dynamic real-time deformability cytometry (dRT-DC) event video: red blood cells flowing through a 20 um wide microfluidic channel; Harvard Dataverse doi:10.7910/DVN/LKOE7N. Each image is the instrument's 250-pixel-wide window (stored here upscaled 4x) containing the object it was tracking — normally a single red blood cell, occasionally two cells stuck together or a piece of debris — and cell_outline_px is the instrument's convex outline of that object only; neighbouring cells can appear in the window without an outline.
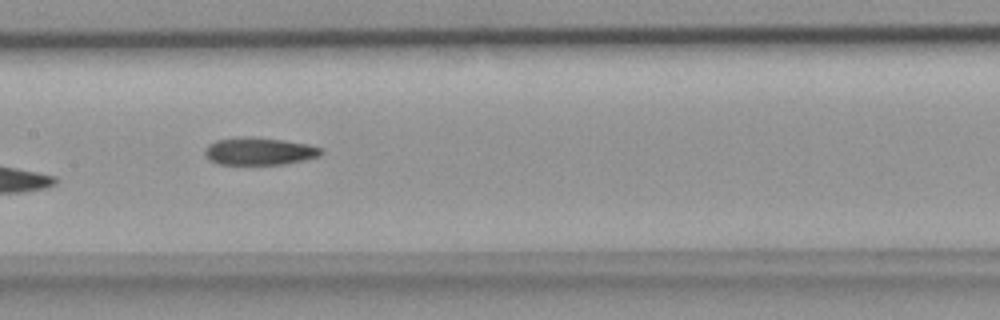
{"species": "common noctule bat (a hibernating species)", "species_latin": "Nyctalus noctula", "temperature_condition": "room temperature", "stored_images_in_passage": 6, "camera_frame_rate_fps": 3000, "um_per_image_px": 0.085, "animal": {"sex": "female", "body_mass_g": 18.4}, "frame": {"image": 1, "passage_image": 5, "time_ms": 1.333, "image_size_px": [1000, 320], "cell_outline_px": [[324, 152], [320, 156], [304, 160], [284, 164], [216, 164], [208, 160], [204, 152], [204, 148], [208, 144], [216, 140], [284, 140], [308, 144], [324, 148]], "centroid_in_image_um": [22.09, 12.91], "position_along_channel_um": 185.3, "area_um2": 17.86}}
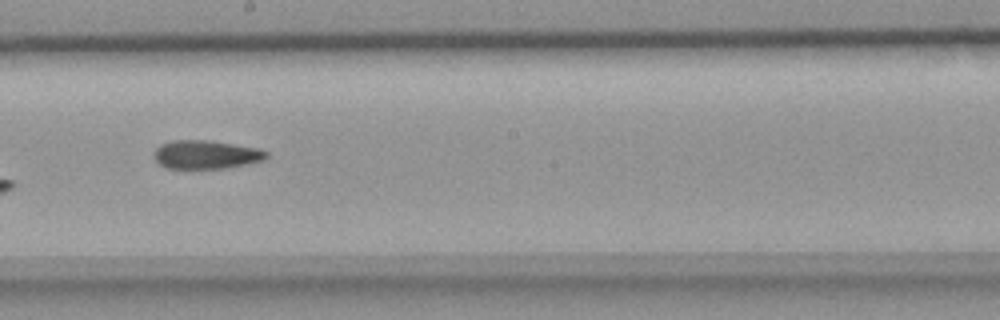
{"frame": {"image": 2, "passage_image": 6, "time_ms": 1.667, "image_size_px": [1000, 320], "cell_outline_px": [[268, 156], [264, 160], [248, 164], [228, 168], [168, 168], [160, 164], [156, 160], [156, 148], [160, 144], [176, 140], [204, 140], [256, 148], [268, 152]], "centroid_in_image_um": [17.54, 13.15], "position_along_channel_um": 230.7, "area_um2": 18.32}}